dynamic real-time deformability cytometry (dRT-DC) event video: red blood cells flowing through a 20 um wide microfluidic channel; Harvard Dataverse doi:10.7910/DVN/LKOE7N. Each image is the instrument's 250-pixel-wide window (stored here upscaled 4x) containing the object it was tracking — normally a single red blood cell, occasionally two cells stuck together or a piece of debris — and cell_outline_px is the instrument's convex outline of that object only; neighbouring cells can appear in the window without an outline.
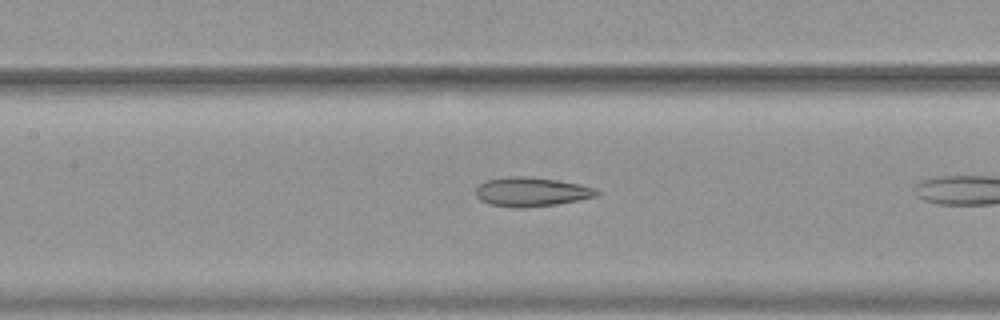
{"species": "common noctule bat (a hibernating species)", "species_latin": "Nyctalus noctula", "temperature_condition": "warm", "stored_images_in_passage": 29, "camera_frame_rate_fps": 3000, "um_per_image_px": 0.085, "animal": {"sex": "female", "body_mass_g": 19.9}, "frame": {"image": 1, "passage_image": 17, "time_ms": 5.333, "image_size_px": [1000, 320], "cell_outline_px": [[600, 192], [596, 196], [556, 204], [524, 208], [516, 208], [488, 204], [480, 200], [476, 196], [476, 188], [484, 180], [508, 176], [524, 176], [556, 180], [580, 184], [596, 188]], "centroid_in_image_um": [45.13, 16.3], "position_along_channel_um": 162.3, "area_um2": 20.58}}